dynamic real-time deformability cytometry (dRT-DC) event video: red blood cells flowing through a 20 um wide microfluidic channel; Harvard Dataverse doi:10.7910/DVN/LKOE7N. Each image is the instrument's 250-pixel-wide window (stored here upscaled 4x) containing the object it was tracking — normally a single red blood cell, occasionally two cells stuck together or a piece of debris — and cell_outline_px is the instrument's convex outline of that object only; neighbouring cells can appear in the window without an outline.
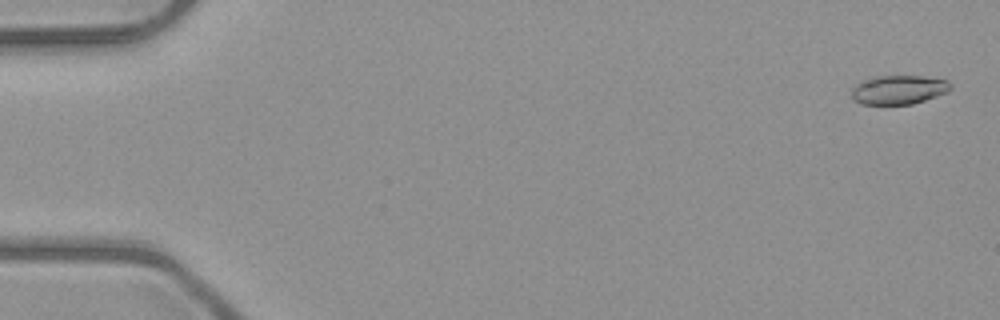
{"species": "common noctule bat (a hibernating species)", "species_latin": "Nyctalus noctula", "temperature_condition": "room temperature", "stored_images_in_passage": 8, "camera_frame_rate_fps": 3000, "um_per_image_px": 0.085, "animal": {"sex": "male", "body_mass_g": 23.1, "forearm_length_mm": 52.7}, "frame": {"image": 1, "passage_image": 2, "time_ms": 0.333, "image_size_px": [1000, 320], "cell_outline_px": [[952, 88], [948, 92], [912, 104], [860, 104], [852, 100], [852, 88], [856, 84], [868, 76], [924, 76], [948, 80], [952, 84]], "centroid_in_image_um": [76.37, 7.61], "position_along_channel_um": 8.6, "area_um2": 16.99}}